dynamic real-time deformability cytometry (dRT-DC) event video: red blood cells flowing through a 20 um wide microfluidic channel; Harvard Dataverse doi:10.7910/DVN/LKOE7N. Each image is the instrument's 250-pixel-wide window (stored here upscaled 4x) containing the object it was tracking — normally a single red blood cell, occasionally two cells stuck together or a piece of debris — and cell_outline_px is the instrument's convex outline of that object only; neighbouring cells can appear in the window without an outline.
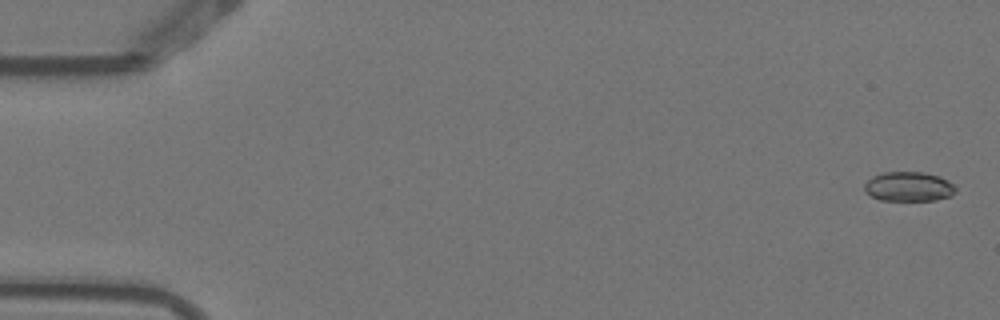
{"species": "Egyptian fruit bat (a non-hibernating species)", "species_latin": "Rousettus aegyptiacus", "temperature_condition": "warm", "stored_images_in_passage": 5, "camera_frame_rate_fps": 3000, "um_per_image_px": 0.085, "animal": {"sex": "female"}, "frame": {"image": 1, "passage_image": 1, "time_ms": 0.0, "image_size_px": [1000, 320], "cell_outline_px": [[956, 192], [952, 196], [936, 200], [880, 200], [864, 192], [864, 184], [872, 176], [884, 172], [924, 172], [940, 176], [952, 184], [956, 188]], "centroid_in_image_um": [77.24, 15.86], "position_along_channel_um": 7.8, "area_um2": 15.78}}
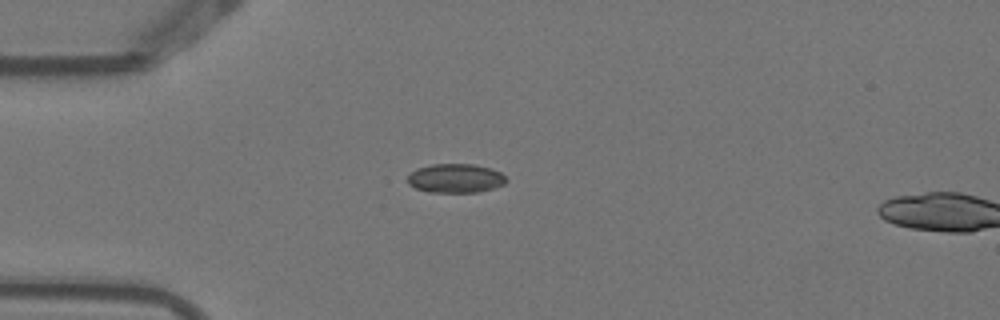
{"frame": {"image": 2, "passage_image": 4, "time_ms": 1.0, "image_size_px": [1000, 320], "cell_outline_px": [[504, 184], [492, 188], [476, 192], [428, 192], [416, 188], [408, 184], [408, 176], [416, 168], [432, 164], [472, 164], [488, 168], [500, 172], [504, 176]], "centroid_in_image_um": [38.66, 15.15], "position_along_channel_um": 46.3, "area_um2": 16.42}}